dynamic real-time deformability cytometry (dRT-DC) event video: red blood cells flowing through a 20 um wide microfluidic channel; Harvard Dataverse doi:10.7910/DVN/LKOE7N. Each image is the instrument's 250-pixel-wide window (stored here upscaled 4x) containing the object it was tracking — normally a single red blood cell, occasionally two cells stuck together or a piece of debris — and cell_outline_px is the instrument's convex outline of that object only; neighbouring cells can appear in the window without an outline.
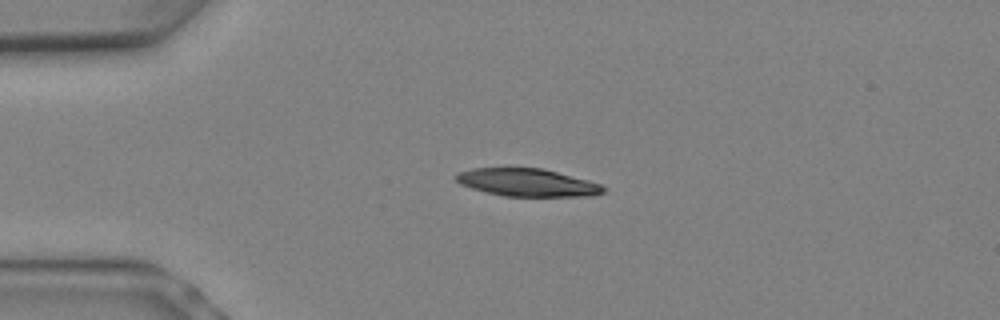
{"species": "Egyptian fruit bat (a non-hibernating species)", "species_latin": "Rousettus aegyptiacus", "temperature_condition": "warm", "stored_images_in_passage": 6, "camera_frame_rate_fps": 3000, "um_per_image_px": 0.085, "animal": {"sex": "female"}, "frame": {"image": 1, "passage_image": 2, "time_ms": 0.333, "image_size_px": [1000, 320], "cell_outline_px": [[608, 188], [604, 192], [592, 196], [504, 196], [472, 188], [460, 184], [452, 176], [456, 172], [472, 168], [544, 168], [588, 180], [600, 184]], "centroid_in_image_um": [44.82, 15.5], "position_along_channel_um": 40.2, "area_um2": 23.93}}
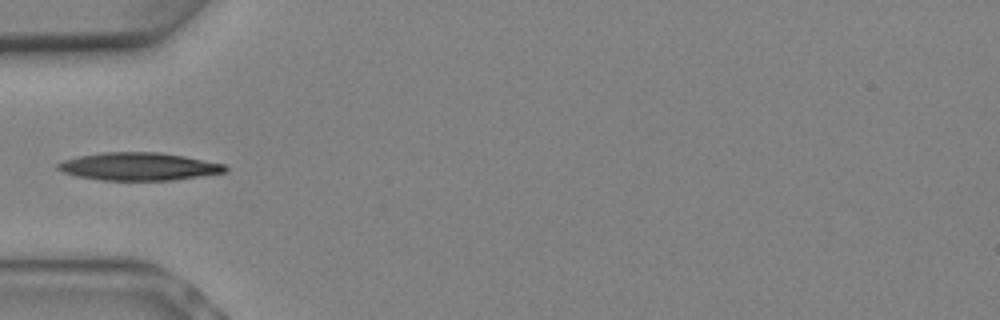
{"frame": {"image": 2, "passage_image": 4, "time_ms": 1.0, "image_size_px": [1000, 320], "cell_outline_px": [[228, 172], [172, 180], [100, 180], [76, 176], [64, 172], [56, 168], [56, 164], [64, 160], [80, 156], [104, 152], [156, 152], [184, 156], [224, 164], [228, 168]], "centroid_in_image_um": [11.8, 14.15], "position_along_channel_um": 73.2, "area_um2": 26.99}}
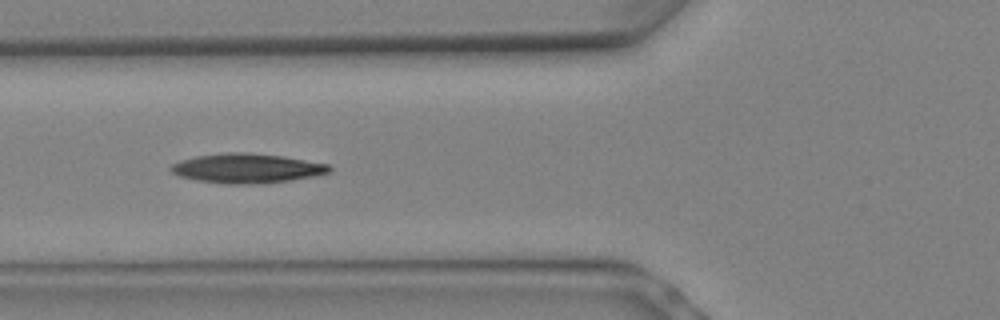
{"frame": {"image": 3, "passage_image": 5, "time_ms": 1.333, "image_size_px": [1000, 320], "cell_outline_px": [[332, 172], [316, 176], [292, 180], [264, 184], [228, 184], [196, 180], [180, 176], [172, 172], [168, 168], [172, 164], [180, 160], [196, 156], [224, 152], [248, 152], [284, 156], [328, 164], [332, 168]], "centroid_in_image_um": [21.01, 14.3], "position_along_channel_um": 104.8, "area_um2": 27.63}}